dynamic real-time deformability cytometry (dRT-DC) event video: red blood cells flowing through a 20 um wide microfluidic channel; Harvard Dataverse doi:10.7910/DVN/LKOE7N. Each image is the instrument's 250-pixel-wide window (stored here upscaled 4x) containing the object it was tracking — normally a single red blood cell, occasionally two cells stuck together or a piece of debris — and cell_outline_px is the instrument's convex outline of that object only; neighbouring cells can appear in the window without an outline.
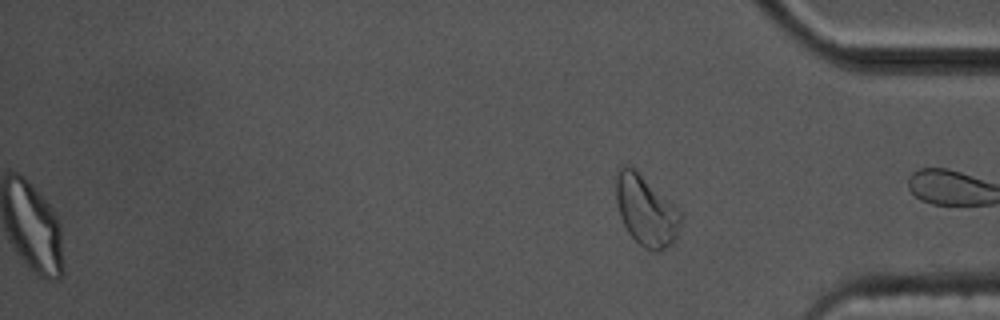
{"species": "common noctule bat (a hibernating species)", "species_latin": "Nyctalus noctula", "temperature_condition": "cold", "stored_images_in_passage": 58, "segment_of_instrument_passage": [2, 2], "camera_frame_rate_fps": 3000, "um_per_image_px": 0.085, "animal": {"sex": "male", "body_mass_g": 17.5, "forearm_length_mm": 52.3}, "frame": {"image": 1, "passage_image": 58, "time_ms": 19.0, "image_size_px": [1000, 320], "cell_outline_px": [[684, 220], [672, 244], [660, 252], [656, 252], [644, 248], [628, 232], [620, 216], [616, 200], [616, 176], [620, 168], [624, 164], [628, 164], [636, 168], [684, 216]], "centroid_in_image_um": [54.92, 17.9], "position_along_channel_um": 380.3, "area_um2": 26.59}}